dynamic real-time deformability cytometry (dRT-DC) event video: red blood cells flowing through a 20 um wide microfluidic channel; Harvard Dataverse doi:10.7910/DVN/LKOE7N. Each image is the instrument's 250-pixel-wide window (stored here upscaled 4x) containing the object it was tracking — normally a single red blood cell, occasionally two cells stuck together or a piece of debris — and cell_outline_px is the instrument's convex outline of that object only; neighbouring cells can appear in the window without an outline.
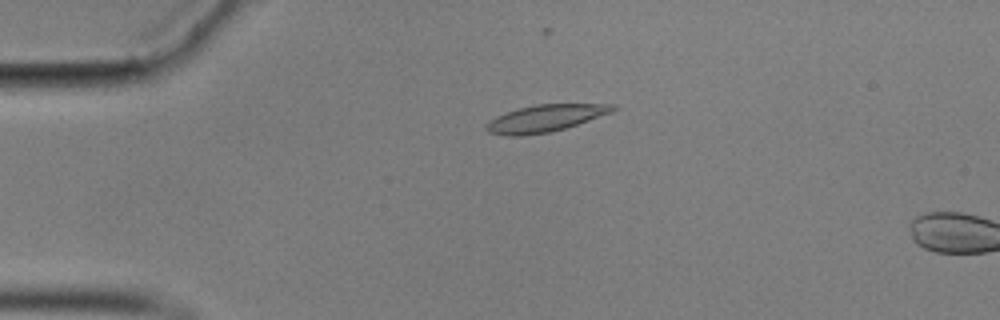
{"species": "common noctule bat (a hibernating species)", "species_latin": "Nyctalus noctula", "temperature_condition": "cold", "stored_images_in_passage": 15, "camera_frame_rate_fps": 3000, "um_per_image_px": 0.085, "animal": {"sex": "male", "body_mass_g": 17.9}, "frame": {"image": 1, "passage_image": 13, "time_ms": 4.0, "image_size_px": [1000, 320], "cell_outline_px": [[616, 108], [612, 112], [564, 128], [548, 132], [520, 136], [508, 136], [488, 132], [484, 128], [484, 124], [488, 120], [496, 116], [520, 108], [536, 104], [616, 104]], "centroid_in_image_um": [46.29, 10.05], "position_along_channel_um": 38.7, "area_um2": 19.71}}